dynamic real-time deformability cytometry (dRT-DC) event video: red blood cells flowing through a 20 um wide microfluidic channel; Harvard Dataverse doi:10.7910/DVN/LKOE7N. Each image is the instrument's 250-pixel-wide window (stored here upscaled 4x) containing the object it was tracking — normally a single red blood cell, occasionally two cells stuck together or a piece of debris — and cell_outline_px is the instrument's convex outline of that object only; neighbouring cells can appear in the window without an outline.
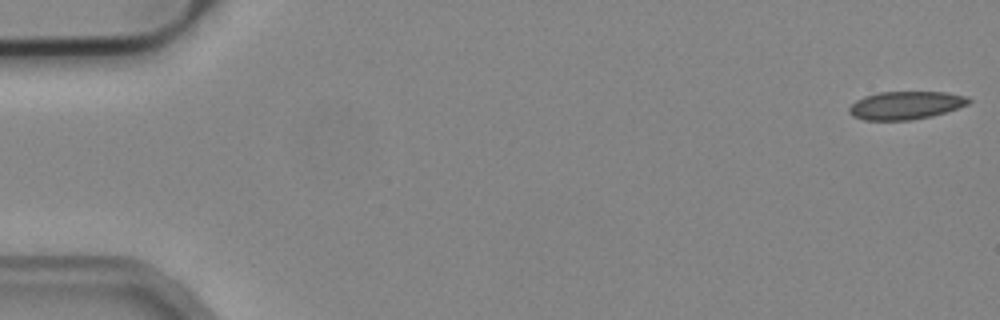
{"species": "common noctule bat (a hibernating species)", "species_latin": "Nyctalus noctula", "temperature_condition": "cold", "stored_images_in_passage": 8, "camera_frame_rate_fps": 3000, "um_per_image_px": 0.085, "animal": {"sex": "male", "body_mass_g": 19.2, "forearm_length_mm": 51.8}, "frame": {"image": 1, "passage_image": 1, "time_ms": 0.0, "image_size_px": [1000, 320], "cell_outline_px": [[972, 100], [968, 104], [932, 116], [912, 120], [864, 120], [852, 116], [848, 112], [848, 108], [856, 100], [864, 96], [880, 92], [948, 92], [968, 96]], "centroid_in_image_um": [76.97, 8.95], "position_along_channel_um": 8.0, "area_um2": 19.59}}